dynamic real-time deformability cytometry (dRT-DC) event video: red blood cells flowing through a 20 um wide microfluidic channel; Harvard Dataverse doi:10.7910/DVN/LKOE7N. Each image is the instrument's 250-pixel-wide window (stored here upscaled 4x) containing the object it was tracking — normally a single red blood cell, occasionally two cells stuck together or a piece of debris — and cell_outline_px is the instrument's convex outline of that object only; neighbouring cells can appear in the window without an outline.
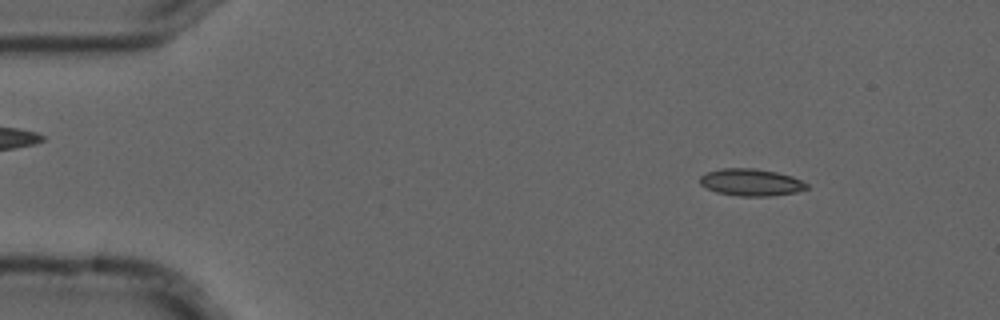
{"species": "common noctule bat (a hibernating species)", "species_latin": "Nyctalus noctula", "temperature_condition": "cold", "stored_images_in_passage": 6, "camera_frame_rate_fps": 3000, "um_per_image_px": 0.085, "animal": {"sex": "male", "forearm_length_mm": 52.5}, "frame": {"image": 1, "passage_image": 1, "time_ms": 0.0, "image_size_px": [1000, 320], "cell_outline_px": [[808, 188], [796, 192], [768, 196], [740, 196], [716, 192], [700, 184], [700, 176], [708, 172], [720, 168], [752, 168], [776, 172], [792, 176], [808, 184]], "centroid_in_image_um": [63.83, 15.49], "position_along_channel_um": 21.2, "area_um2": 16.7}}
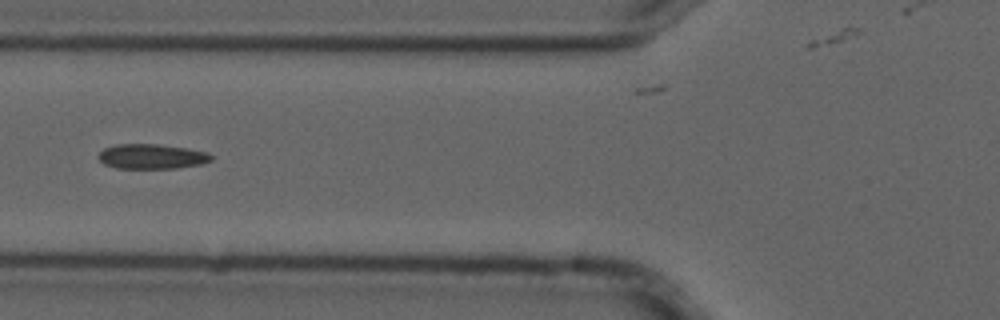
{"frame": {"image": 2, "passage_image": 5, "time_ms": 1.333, "image_size_px": [1000, 320], "cell_outline_px": [[212, 160], [200, 164], [176, 168], [116, 168], [104, 164], [96, 156], [104, 148], [116, 144], [160, 144], [208, 152], [212, 156]], "centroid_in_image_um": [12.87, 13.29], "position_along_channel_um": 112.9, "area_um2": 16.3}}